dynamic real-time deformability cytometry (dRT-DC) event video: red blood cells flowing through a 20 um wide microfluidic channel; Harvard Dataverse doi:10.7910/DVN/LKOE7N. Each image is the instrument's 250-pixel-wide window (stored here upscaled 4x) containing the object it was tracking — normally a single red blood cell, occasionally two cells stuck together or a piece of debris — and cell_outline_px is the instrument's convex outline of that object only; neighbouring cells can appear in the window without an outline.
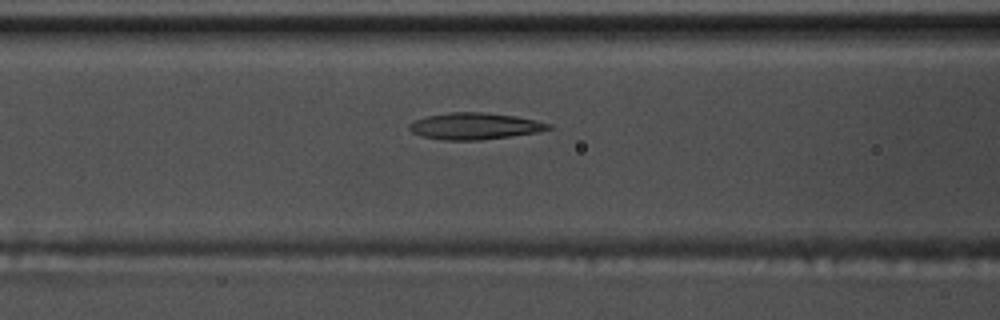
{"species": "common noctule bat (a hibernating species)", "species_latin": "Nyctalus noctula", "temperature_condition": "warm", "stored_images_in_passage": 37, "camera_frame_rate_fps": 3000, "um_per_image_px": 0.085, "animal": {"sex": "male", "body_mass_g": 17.5, "forearm_length_mm": 52.3}, "frame": {"image": 1, "passage_image": 11, "time_ms": 3.333, "image_size_px": [1000, 320], "cell_outline_px": [[552, 128], [540, 132], [512, 136], [480, 140], [444, 140], [420, 136], [412, 132], [408, 128], [408, 124], [424, 116], [448, 112], [480, 112], [516, 116], [536, 120], [552, 124]], "centroid_in_image_um": [40.35, 10.72], "position_along_channel_um": 126.3, "area_um2": 21.79}}
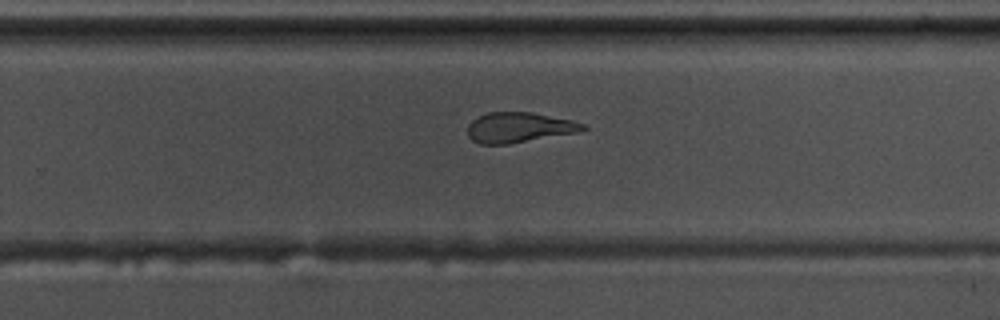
{"frame": {"image": 2, "passage_image": 24, "time_ms": 7.667, "image_size_px": [1000, 320], "cell_outline_px": [[588, 128], [580, 132], [508, 144], [480, 144], [472, 140], [468, 136], [468, 124], [472, 120], [488, 112], [532, 112], [572, 120], [584, 124]], "centroid_in_image_um": [44.13, 10.83], "position_along_channel_um": 285.7, "area_um2": 20.35}}
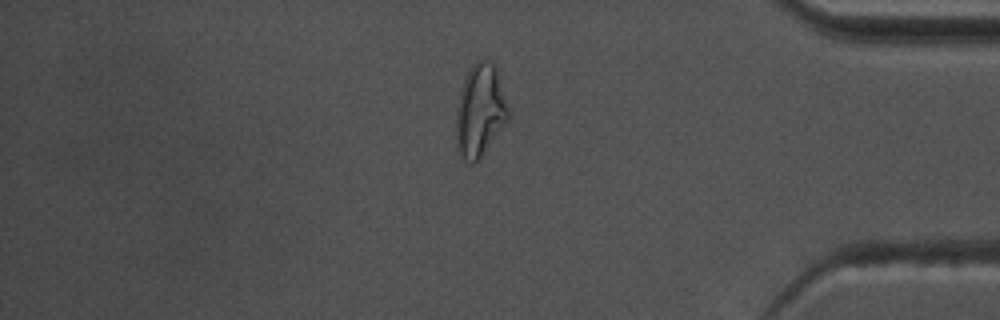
{"frame": {"image": 3, "passage_image": 35, "time_ms": 11.333, "image_size_px": [1000, 320], "cell_outline_px": [[508, 120], [480, 156], [472, 164], [464, 160], [460, 156], [456, 148], [456, 108], [464, 80], [472, 64], [476, 60], [492, 60], [496, 64], [508, 108]], "centroid_in_image_um": [40.79, 9.37], "position_along_channel_um": 394.4, "area_um2": 27.92}, "authors_computed_cell_mechanics": {"area_um2": 21.6172, "velocity_mm_per_s": 3.6949, "shape_relaxation_time_tau1_ms": 10.8798, "shape_relaxation_time_tau2_ms": 2.1814, "deformation_change_tau1": 0.325, "deformation_change_tau2": 0.1074}}